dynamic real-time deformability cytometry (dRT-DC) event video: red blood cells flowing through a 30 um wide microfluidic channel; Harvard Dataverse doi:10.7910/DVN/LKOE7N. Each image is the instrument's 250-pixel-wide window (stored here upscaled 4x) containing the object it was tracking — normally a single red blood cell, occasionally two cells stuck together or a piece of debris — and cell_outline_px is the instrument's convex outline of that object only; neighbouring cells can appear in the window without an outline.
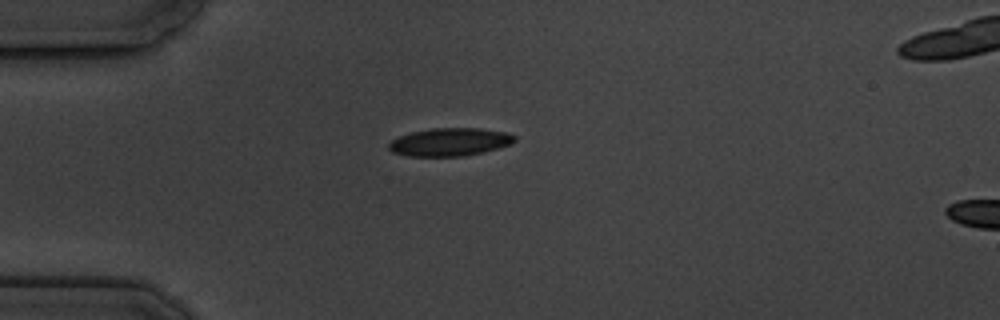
{"species": "common noctule bat (a hibernating species)", "species_latin": "Nyctalus noctula", "temperature_condition": "cold", "stored_images_in_passage": 5, "camera_frame_rate_fps": 3000, "um_per_image_px": 0.085, "animal": {"sex": "male", "body_mass_g": 19.5, "forearm_length_mm": 54.6}, "frame": {"image": 1, "passage_image": 1, "time_ms": 0.0, "image_size_px": [1000, 320], "cell_outline_px": [[516, 140], [508, 144], [484, 152], [464, 156], [408, 156], [392, 152], [388, 148], [388, 144], [392, 140], [400, 136], [412, 132], [432, 128], [476, 128], [508, 132], [516, 136]], "centroid_in_image_um": [38.23, 12.07], "position_along_channel_um": 46.8, "area_um2": 20.4}}
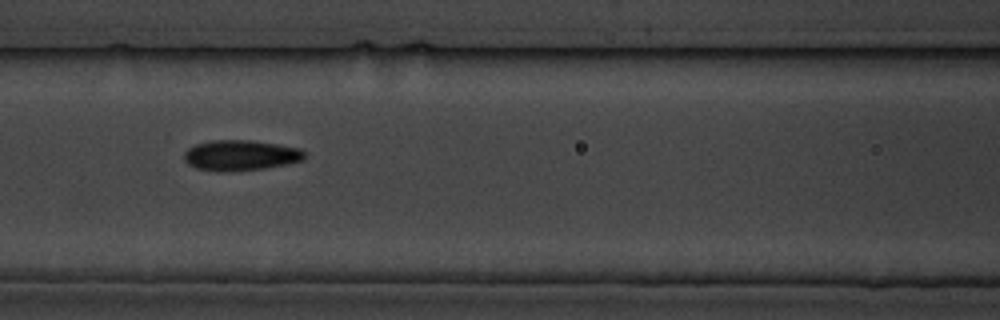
{"frame": {"image": 2, "passage_image": 4, "time_ms": 3.333, "image_size_px": [1000, 320], "cell_outline_px": [[304, 160], [264, 168], [224, 172], [220, 172], [196, 168], [188, 164], [184, 160], [184, 152], [188, 148], [196, 144], [212, 140], [248, 140], [276, 144], [300, 148], [304, 152]], "centroid_in_image_um": [20.41, 13.2], "position_along_channel_um": 146.2, "area_um2": 21.27}}
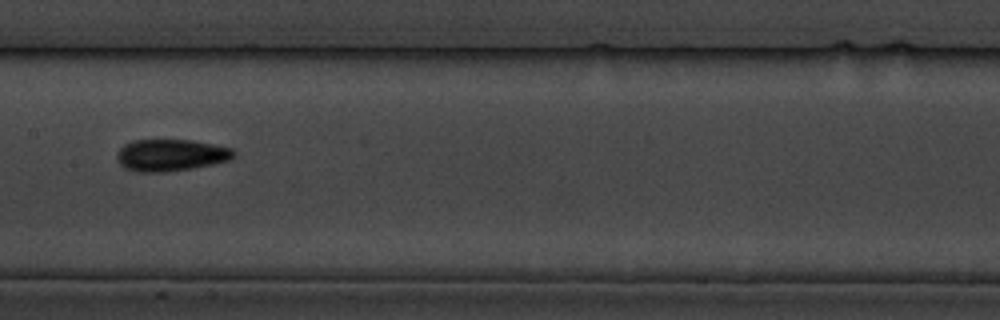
{"frame": {"image": 3, "passage_image": 5, "time_ms": 4.667, "image_size_px": [1000, 320], "cell_outline_px": [[236, 156], [228, 160], [212, 164], [164, 172], [136, 172], [124, 168], [120, 164], [116, 156], [120, 148], [124, 144], [132, 140], [188, 140], [212, 144], [232, 148], [236, 152]], "centroid_in_image_um": [14.49, 13.18], "position_along_channel_um": 192.9, "area_um2": 21.56}}